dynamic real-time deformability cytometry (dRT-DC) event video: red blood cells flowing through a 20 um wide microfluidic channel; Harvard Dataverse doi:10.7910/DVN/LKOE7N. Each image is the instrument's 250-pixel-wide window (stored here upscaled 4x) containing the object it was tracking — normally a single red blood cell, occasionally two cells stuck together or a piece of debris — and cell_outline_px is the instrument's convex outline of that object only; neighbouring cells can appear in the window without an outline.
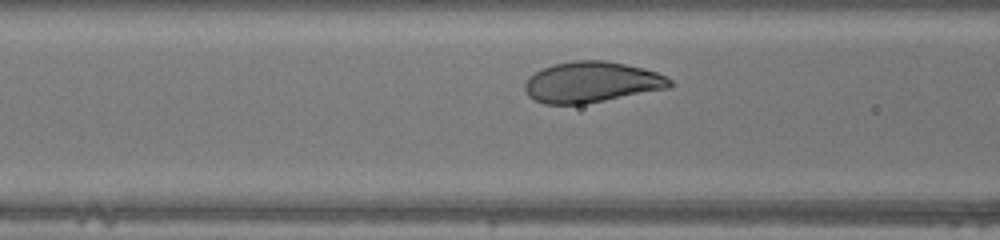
{"species": "human", "species_latin": "Homo sapiens", "temperature_condition": "warm", "stored_images_in_passage": 7, "camera_frame_rate_fps": 3000, "um_per_image_px": 0.085, "donor": {"sex": "male"}, "frame": {"image": 1, "passage_image": 6, "time_ms": 1.667, "image_size_px": [1000, 240], "cell_outline_px": [[672, 84], [668, 88], [584, 104], [544, 104], [528, 96], [524, 88], [524, 84], [528, 76], [540, 68], [552, 64], [576, 60], [604, 60], [644, 68], [656, 72], [672, 80]], "centroid_in_image_um": [50.23, 6.97], "position_along_channel_um": 116.4, "area_um2": 34.51}}